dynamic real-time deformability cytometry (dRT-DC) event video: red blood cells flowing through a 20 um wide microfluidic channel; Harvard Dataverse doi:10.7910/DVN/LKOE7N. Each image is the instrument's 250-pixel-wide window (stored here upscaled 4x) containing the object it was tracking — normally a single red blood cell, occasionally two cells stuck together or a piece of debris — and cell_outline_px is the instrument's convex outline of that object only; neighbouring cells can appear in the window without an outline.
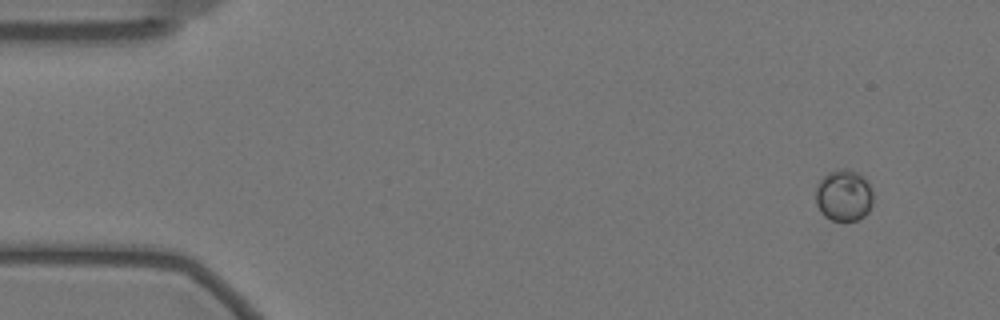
{"species": "Egyptian fruit bat (a non-hibernating species)", "species_latin": "Rousettus aegyptiacus", "temperature_condition": "warm", "stored_images_in_passage": 15, "segment_of_instrument_passage": [2, 2], "camera_frame_rate_fps": 3000, "um_per_image_px": 0.085, "animal": {"sex": "female"}, "frame": {"image": 1, "passage_image": 15, "time_ms": 4.667, "image_size_px": [1000, 320], "cell_outline_px": [[872, 204], [868, 212], [864, 216], [856, 220], [832, 220], [824, 216], [820, 212], [816, 204], [816, 184], [828, 172], [840, 168], [848, 168], [860, 172], [868, 180], [872, 192]], "centroid_in_image_um": [71.73, 16.58], "position_along_channel_um": 13.3, "area_um2": 17.57}}